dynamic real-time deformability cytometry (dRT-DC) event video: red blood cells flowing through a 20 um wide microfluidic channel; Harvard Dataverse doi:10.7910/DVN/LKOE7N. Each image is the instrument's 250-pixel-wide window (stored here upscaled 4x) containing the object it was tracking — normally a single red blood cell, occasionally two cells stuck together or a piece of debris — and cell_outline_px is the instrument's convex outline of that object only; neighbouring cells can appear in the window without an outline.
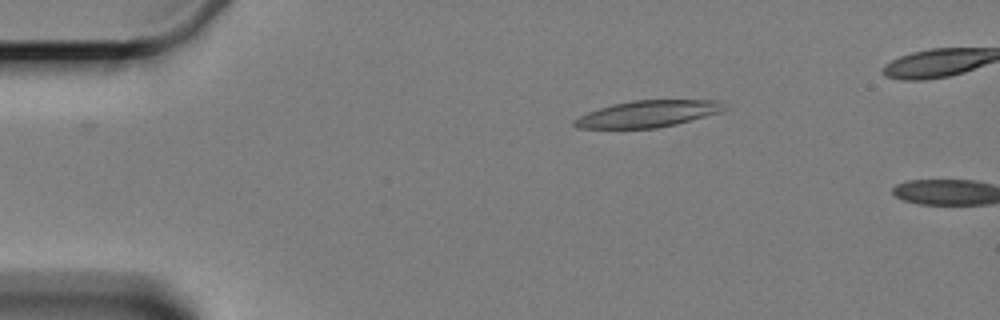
{"species": "Egyptian fruit bat (a non-hibernating species)", "species_latin": "Rousettus aegyptiacus", "temperature_condition": "cold", "stored_images_in_passage": 2, "camera_frame_rate_fps": 3000, "um_per_image_px": 0.085, "animal": {"sex": "female"}, "frame": {"image": 1, "passage_image": 1, "time_ms": 0.0, "image_size_px": [1000, 320], "cell_outline_px": [[724, 108], [716, 112], [704, 116], [676, 124], [656, 128], [576, 128], [572, 124], [572, 120], [588, 112], [612, 104], [632, 100], [716, 100]], "centroid_in_image_um": [54.94, 9.68], "position_along_channel_um": 30.1, "area_um2": 22.77}}